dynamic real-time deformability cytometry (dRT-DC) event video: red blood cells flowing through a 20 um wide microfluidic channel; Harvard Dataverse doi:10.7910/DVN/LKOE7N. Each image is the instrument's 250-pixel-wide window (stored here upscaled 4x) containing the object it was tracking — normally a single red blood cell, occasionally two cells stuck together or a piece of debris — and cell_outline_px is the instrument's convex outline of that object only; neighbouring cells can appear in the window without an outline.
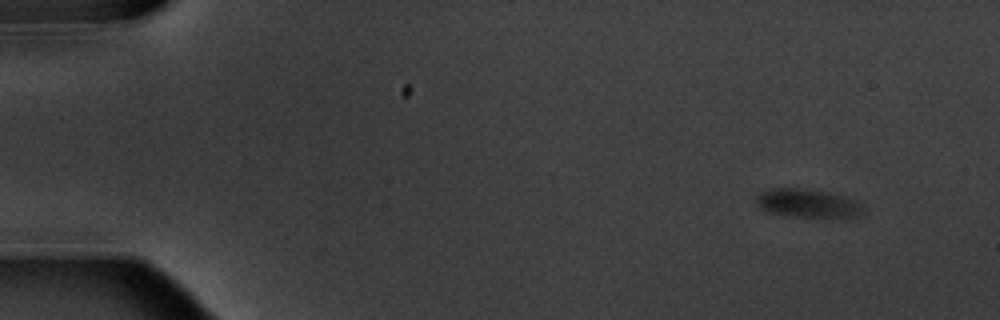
{"species": "common noctule bat (a hibernating species)", "species_latin": "Nyctalus noctula", "temperature_condition": "warm", "stored_images_in_passage": 4, "camera_frame_rate_fps": 3000, "um_per_image_px": 0.085, "animal": {"sex": "male", "body_mass_g": 20.1, "forearm_length_mm": 53.5}, "frame": {"image": 1, "passage_image": 1, "time_ms": 0.0, "image_size_px": [1000, 320], "cell_outline_px": [[864, 212], [856, 216], [840, 220], [792, 216], [768, 212], [756, 200], [756, 196], [760, 192], [776, 188], [800, 188], [824, 192], [856, 200], [864, 204]], "centroid_in_image_um": [68.77, 17.33], "position_along_channel_um": 16.2, "area_um2": 18.03}}